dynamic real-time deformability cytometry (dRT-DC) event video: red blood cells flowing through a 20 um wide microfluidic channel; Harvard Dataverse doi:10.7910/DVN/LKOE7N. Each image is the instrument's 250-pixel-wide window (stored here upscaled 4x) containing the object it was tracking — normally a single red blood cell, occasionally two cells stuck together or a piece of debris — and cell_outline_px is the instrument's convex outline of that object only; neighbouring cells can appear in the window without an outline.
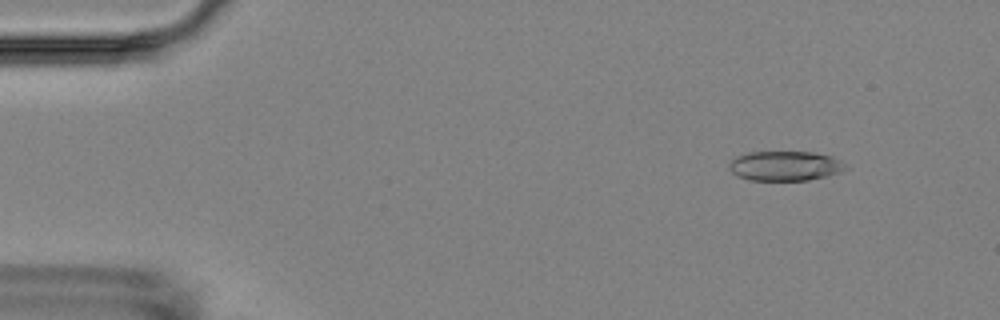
{"species": "Egyptian fruit bat (a non-hibernating species)", "species_latin": "Rousettus aegyptiacus", "temperature_condition": "room temperature", "stored_images_in_passage": 4, "camera_frame_rate_fps": 3000, "um_per_image_px": 0.085, "animal": {"sex": "female"}, "frame": {"image": 1, "passage_image": 2, "time_ms": 1.0, "image_size_px": [1000, 320], "cell_outline_px": [[848, 168], [840, 172], [808, 180], [748, 180], [736, 176], [728, 168], [728, 164], [736, 156], [748, 152], [812, 152], [832, 156], [840, 160]], "centroid_in_image_um": [66.69, 14.1], "position_along_channel_um": 18.3, "area_um2": 20.17}}